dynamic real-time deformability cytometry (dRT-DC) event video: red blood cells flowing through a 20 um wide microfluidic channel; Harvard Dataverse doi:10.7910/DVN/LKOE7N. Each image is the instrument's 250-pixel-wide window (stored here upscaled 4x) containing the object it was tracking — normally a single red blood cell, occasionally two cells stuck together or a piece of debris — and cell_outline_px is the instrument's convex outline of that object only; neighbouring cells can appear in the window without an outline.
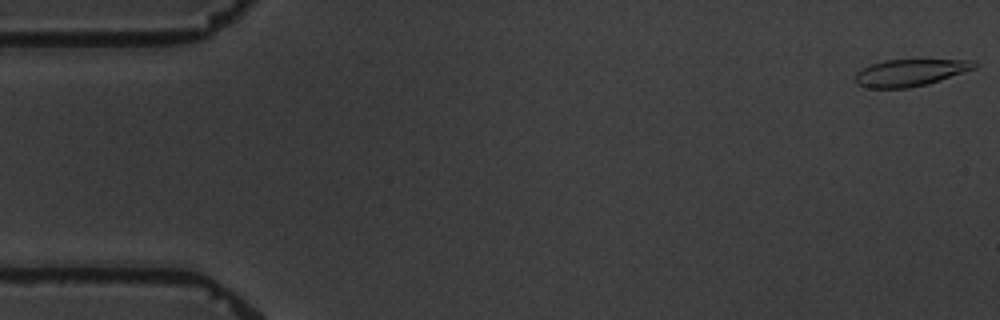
{"species": "common noctule bat (a hibernating species)", "species_latin": "Nyctalus noctula", "temperature_condition": "warm", "stored_images_in_passage": 5, "camera_frame_rate_fps": 3000, "um_per_image_px": 0.085, "animal": {"sex": "male", "body_mass_g": 19.5, "forearm_length_mm": 54.6}, "frame": {"image": 1, "passage_image": 1, "time_ms": 0.0, "image_size_px": [1000, 320], "cell_outline_px": [[976, 68], [928, 84], [908, 88], [872, 88], [856, 84], [856, 72], [872, 64], [884, 60], [972, 60], [976, 64]], "centroid_in_image_um": [77.36, 6.18], "position_along_channel_um": 7.6, "area_um2": 18.44}}
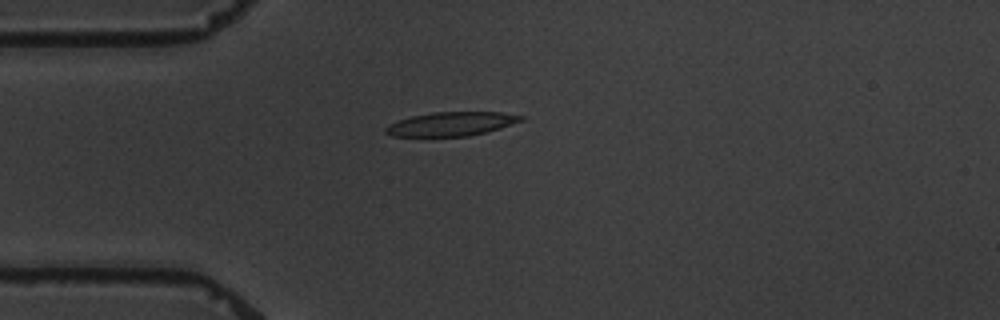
{"frame": {"image": 2, "passage_image": 5, "time_ms": 4.667, "image_size_px": [1000, 320], "cell_outline_px": [[524, 120], [500, 128], [468, 136], [392, 136], [384, 132], [384, 128], [388, 124], [412, 116], [432, 112], [500, 112], [524, 116]], "centroid_in_image_um": [38.34, 10.53], "position_along_channel_um": 46.7, "area_um2": 18.73}}